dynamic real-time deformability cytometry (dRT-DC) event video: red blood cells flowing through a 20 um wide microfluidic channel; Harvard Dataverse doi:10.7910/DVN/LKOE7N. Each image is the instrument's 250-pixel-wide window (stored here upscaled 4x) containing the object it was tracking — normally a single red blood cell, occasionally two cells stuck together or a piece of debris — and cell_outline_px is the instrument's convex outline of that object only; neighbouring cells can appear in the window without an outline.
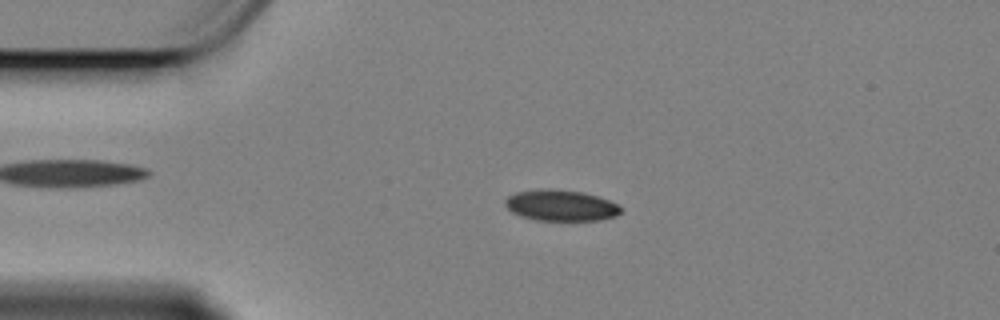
{"species": "Egyptian fruit bat (a non-hibernating species)", "species_latin": "Rousettus aegyptiacus", "temperature_condition": "cold", "stored_images_in_passage": 58, "camera_frame_rate_fps": 3000, "um_per_image_px": 0.085, "animal": {"sex": "female"}, "frame": {"image": 1, "passage_image": 12, "time_ms": 3.667, "image_size_px": [1000, 320], "cell_outline_px": [[620, 212], [616, 216], [600, 220], [536, 220], [520, 216], [512, 212], [504, 204], [504, 200], [508, 196], [516, 192], [580, 192], [596, 196], [608, 200], [616, 204], [620, 208]], "centroid_in_image_um": [47.67, 17.52], "position_along_channel_um": 37.3, "area_um2": 19.77}}
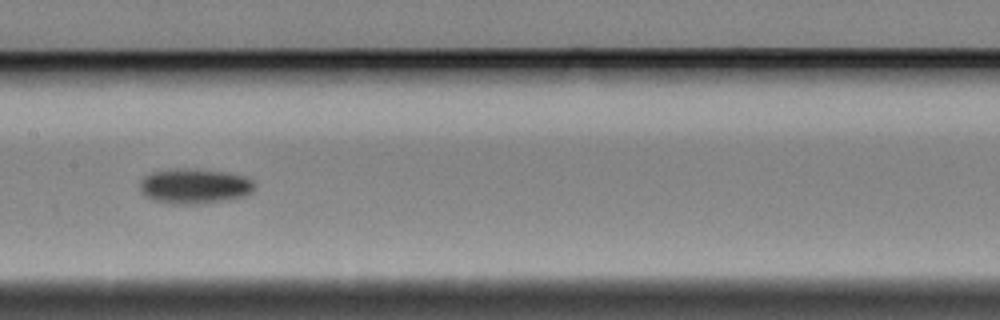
{"frame": {"image": 2, "passage_image": 28, "time_ms": 9.0, "image_size_px": [1000, 320], "cell_outline_px": [[256, 188], [252, 192], [244, 196], [228, 200], [200, 204], [168, 204], [152, 200], [144, 196], [140, 192], [140, 180], [144, 176], [152, 172], [176, 168], [184, 168], [224, 172], [244, 176], [252, 180], [256, 184]], "centroid_in_image_um": [16.51, 15.84], "position_along_channel_um": 190.9, "area_um2": 23.81}}
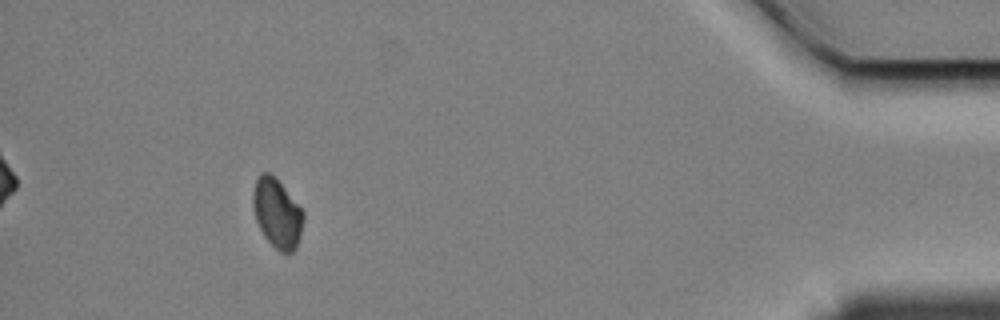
{"frame": {"image": 3, "passage_image": 53, "time_ms": 17.333, "image_size_px": [1000, 320], "cell_outline_px": [[304, 216], [300, 236], [296, 248], [292, 252], [280, 252], [264, 236], [256, 220], [252, 208], [252, 192], [256, 180], [260, 172], [268, 172], [280, 184], [304, 212]], "centroid_in_image_um": [23.53, 18.14], "position_along_channel_um": 411.7, "area_um2": 20.0}, "authors_computed_cell_mechanics": {"area_um2": 21.1837, "velocity_mm_per_s": 3.3753, "shape_relaxation_time_tau1_ms": 3.4985, "shape_relaxation_time_tau2_ms": null, "deformation_change_tau1": 0.0776, "deformation_change_tau2": null}}